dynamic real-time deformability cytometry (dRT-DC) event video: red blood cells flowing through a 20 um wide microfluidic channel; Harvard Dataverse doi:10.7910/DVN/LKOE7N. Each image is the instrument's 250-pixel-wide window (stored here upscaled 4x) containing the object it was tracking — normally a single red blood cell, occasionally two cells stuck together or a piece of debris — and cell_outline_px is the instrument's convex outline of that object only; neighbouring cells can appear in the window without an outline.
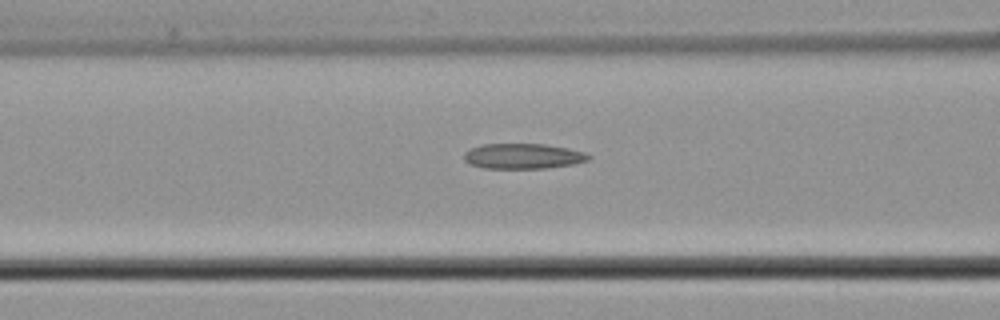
{"species": "common noctule bat (a hibernating species)", "species_latin": "Nyctalus noctula", "temperature_condition": "cold", "stored_images_in_passage": 10, "camera_frame_rate_fps": 3000, "um_per_image_px": 0.085, "animal": {"sex": "male", "body_mass_g": 21.5, "forearm_length_mm": 52.0}, "frame": {"image": 1, "passage_image": 5, "time_ms": 1.333, "image_size_px": [1000, 320], "cell_outline_px": [[592, 156], [588, 160], [572, 164], [544, 168], [484, 168], [468, 164], [464, 160], [464, 152], [480, 144], [544, 144], [568, 148], [584, 152]], "centroid_in_image_um": [44.43, 13.27], "position_along_channel_um": 122.2, "area_um2": 18.32}}
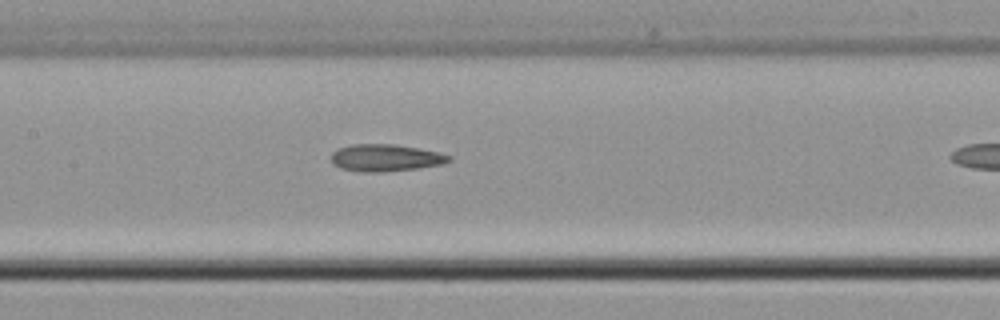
{"frame": {"image": 2, "passage_image": 9, "time_ms": 2.667, "image_size_px": [1000, 320], "cell_outline_px": [[452, 160], [444, 164], [416, 168], [384, 172], [360, 172], [340, 168], [332, 164], [332, 152], [336, 148], [352, 144], [392, 144], [416, 148], [436, 152], [452, 156]], "centroid_in_image_um": [32.73, 13.42], "position_along_channel_um": 174.7, "area_um2": 18.61}}